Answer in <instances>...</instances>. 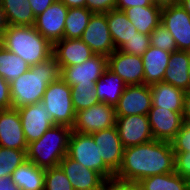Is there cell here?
I'll return each mask as SVG.
<instances>
[{
	"label": "cell",
	"instance_id": "35",
	"mask_svg": "<svg viewBox=\"0 0 190 190\" xmlns=\"http://www.w3.org/2000/svg\"><path fill=\"white\" fill-rule=\"evenodd\" d=\"M150 41L151 46L163 51L170 53L177 51L175 39L161 23L150 33Z\"/></svg>",
	"mask_w": 190,
	"mask_h": 190
},
{
	"label": "cell",
	"instance_id": "33",
	"mask_svg": "<svg viewBox=\"0 0 190 190\" xmlns=\"http://www.w3.org/2000/svg\"><path fill=\"white\" fill-rule=\"evenodd\" d=\"M96 84H77L71 86V98L75 112L87 109L92 105L98 104Z\"/></svg>",
	"mask_w": 190,
	"mask_h": 190
},
{
	"label": "cell",
	"instance_id": "50",
	"mask_svg": "<svg viewBox=\"0 0 190 190\" xmlns=\"http://www.w3.org/2000/svg\"><path fill=\"white\" fill-rule=\"evenodd\" d=\"M185 93H190V68H189V83H188V89L187 92Z\"/></svg>",
	"mask_w": 190,
	"mask_h": 190
},
{
	"label": "cell",
	"instance_id": "38",
	"mask_svg": "<svg viewBox=\"0 0 190 190\" xmlns=\"http://www.w3.org/2000/svg\"><path fill=\"white\" fill-rule=\"evenodd\" d=\"M175 153L190 152V123L184 121L180 131L171 141Z\"/></svg>",
	"mask_w": 190,
	"mask_h": 190
},
{
	"label": "cell",
	"instance_id": "1",
	"mask_svg": "<svg viewBox=\"0 0 190 190\" xmlns=\"http://www.w3.org/2000/svg\"><path fill=\"white\" fill-rule=\"evenodd\" d=\"M175 171V152L171 142L151 140L124 148L120 168L115 176L133 181Z\"/></svg>",
	"mask_w": 190,
	"mask_h": 190
},
{
	"label": "cell",
	"instance_id": "27",
	"mask_svg": "<svg viewBox=\"0 0 190 190\" xmlns=\"http://www.w3.org/2000/svg\"><path fill=\"white\" fill-rule=\"evenodd\" d=\"M44 176L45 169L26 160L13 171L10 180L20 190H44Z\"/></svg>",
	"mask_w": 190,
	"mask_h": 190
},
{
	"label": "cell",
	"instance_id": "20",
	"mask_svg": "<svg viewBox=\"0 0 190 190\" xmlns=\"http://www.w3.org/2000/svg\"><path fill=\"white\" fill-rule=\"evenodd\" d=\"M52 55L56 58L59 68H64L82 64L85 60L91 58L94 53L80 39L63 38L53 44Z\"/></svg>",
	"mask_w": 190,
	"mask_h": 190
},
{
	"label": "cell",
	"instance_id": "13",
	"mask_svg": "<svg viewBox=\"0 0 190 190\" xmlns=\"http://www.w3.org/2000/svg\"><path fill=\"white\" fill-rule=\"evenodd\" d=\"M68 7L56 0L35 19V29L52 45L64 38V27Z\"/></svg>",
	"mask_w": 190,
	"mask_h": 190
},
{
	"label": "cell",
	"instance_id": "22",
	"mask_svg": "<svg viewBox=\"0 0 190 190\" xmlns=\"http://www.w3.org/2000/svg\"><path fill=\"white\" fill-rule=\"evenodd\" d=\"M190 52L175 51L171 53L163 82L187 92L189 83Z\"/></svg>",
	"mask_w": 190,
	"mask_h": 190
},
{
	"label": "cell",
	"instance_id": "5",
	"mask_svg": "<svg viewBox=\"0 0 190 190\" xmlns=\"http://www.w3.org/2000/svg\"><path fill=\"white\" fill-rule=\"evenodd\" d=\"M41 102L55 125L73 128L76 112L71 98V86L60 77L47 86Z\"/></svg>",
	"mask_w": 190,
	"mask_h": 190
},
{
	"label": "cell",
	"instance_id": "21",
	"mask_svg": "<svg viewBox=\"0 0 190 190\" xmlns=\"http://www.w3.org/2000/svg\"><path fill=\"white\" fill-rule=\"evenodd\" d=\"M171 53L149 46L141 56L144 66V84L150 86L163 82Z\"/></svg>",
	"mask_w": 190,
	"mask_h": 190
},
{
	"label": "cell",
	"instance_id": "43",
	"mask_svg": "<svg viewBox=\"0 0 190 190\" xmlns=\"http://www.w3.org/2000/svg\"><path fill=\"white\" fill-rule=\"evenodd\" d=\"M55 1L56 0H28L35 17L43 13Z\"/></svg>",
	"mask_w": 190,
	"mask_h": 190
},
{
	"label": "cell",
	"instance_id": "9",
	"mask_svg": "<svg viewBox=\"0 0 190 190\" xmlns=\"http://www.w3.org/2000/svg\"><path fill=\"white\" fill-rule=\"evenodd\" d=\"M94 54L108 57L116 49L111 38L106 13H93L80 38Z\"/></svg>",
	"mask_w": 190,
	"mask_h": 190
},
{
	"label": "cell",
	"instance_id": "44",
	"mask_svg": "<svg viewBox=\"0 0 190 190\" xmlns=\"http://www.w3.org/2000/svg\"><path fill=\"white\" fill-rule=\"evenodd\" d=\"M183 119L190 123V93H185L183 98Z\"/></svg>",
	"mask_w": 190,
	"mask_h": 190
},
{
	"label": "cell",
	"instance_id": "45",
	"mask_svg": "<svg viewBox=\"0 0 190 190\" xmlns=\"http://www.w3.org/2000/svg\"><path fill=\"white\" fill-rule=\"evenodd\" d=\"M8 27H9V24H8L6 14L0 3V41L3 37L4 32L8 29Z\"/></svg>",
	"mask_w": 190,
	"mask_h": 190
},
{
	"label": "cell",
	"instance_id": "19",
	"mask_svg": "<svg viewBox=\"0 0 190 190\" xmlns=\"http://www.w3.org/2000/svg\"><path fill=\"white\" fill-rule=\"evenodd\" d=\"M96 144L99 145L104 163L116 173L120 168L124 147L118 135L116 126L91 133Z\"/></svg>",
	"mask_w": 190,
	"mask_h": 190
},
{
	"label": "cell",
	"instance_id": "30",
	"mask_svg": "<svg viewBox=\"0 0 190 190\" xmlns=\"http://www.w3.org/2000/svg\"><path fill=\"white\" fill-rule=\"evenodd\" d=\"M29 68V65L22 58L0 44V75L4 80L11 83Z\"/></svg>",
	"mask_w": 190,
	"mask_h": 190
},
{
	"label": "cell",
	"instance_id": "10",
	"mask_svg": "<svg viewBox=\"0 0 190 190\" xmlns=\"http://www.w3.org/2000/svg\"><path fill=\"white\" fill-rule=\"evenodd\" d=\"M115 126L124 148L154 139L147 115L116 116Z\"/></svg>",
	"mask_w": 190,
	"mask_h": 190
},
{
	"label": "cell",
	"instance_id": "28",
	"mask_svg": "<svg viewBox=\"0 0 190 190\" xmlns=\"http://www.w3.org/2000/svg\"><path fill=\"white\" fill-rule=\"evenodd\" d=\"M9 26H34L35 15L28 0H0Z\"/></svg>",
	"mask_w": 190,
	"mask_h": 190
},
{
	"label": "cell",
	"instance_id": "47",
	"mask_svg": "<svg viewBox=\"0 0 190 190\" xmlns=\"http://www.w3.org/2000/svg\"><path fill=\"white\" fill-rule=\"evenodd\" d=\"M68 8L86 7V0H59Z\"/></svg>",
	"mask_w": 190,
	"mask_h": 190
},
{
	"label": "cell",
	"instance_id": "3",
	"mask_svg": "<svg viewBox=\"0 0 190 190\" xmlns=\"http://www.w3.org/2000/svg\"><path fill=\"white\" fill-rule=\"evenodd\" d=\"M0 44L22 58L29 67L47 60L53 54V45L34 26H9Z\"/></svg>",
	"mask_w": 190,
	"mask_h": 190
},
{
	"label": "cell",
	"instance_id": "49",
	"mask_svg": "<svg viewBox=\"0 0 190 190\" xmlns=\"http://www.w3.org/2000/svg\"><path fill=\"white\" fill-rule=\"evenodd\" d=\"M180 5L186 10V12L190 15V0H181Z\"/></svg>",
	"mask_w": 190,
	"mask_h": 190
},
{
	"label": "cell",
	"instance_id": "15",
	"mask_svg": "<svg viewBox=\"0 0 190 190\" xmlns=\"http://www.w3.org/2000/svg\"><path fill=\"white\" fill-rule=\"evenodd\" d=\"M152 107L150 86L127 85L115 106L116 116L148 115Z\"/></svg>",
	"mask_w": 190,
	"mask_h": 190
},
{
	"label": "cell",
	"instance_id": "23",
	"mask_svg": "<svg viewBox=\"0 0 190 190\" xmlns=\"http://www.w3.org/2000/svg\"><path fill=\"white\" fill-rule=\"evenodd\" d=\"M152 107H162L174 112L183 113L185 92L171 84L159 82L150 85Z\"/></svg>",
	"mask_w": 190,
	"mask_h": 190
},
{
	"label": "cell",
	"instance_id": "34",
	"mask_svg": "<svg viewBox=\"0 0 190 190\" xmlns=\"http://www.w3.org/2000/svg\"><path fill=\"white\" fill-rule=\"evenodd\" d=\"M44 190H74L69 179L58 165L45 169Z\"/></svg>",
	"mask_w": 190,
	"mask_h": 190
},
{
	"label": "cell",
	"instance_id": "8",
	"mask_svg": "<svg viewBox=\"0 0 190 190\" xmlns=\"http://www.w3.org/2000/svg\"><path fill=\"white\" fill-rule=\"evenodd\" d=\"M107 68V57L94 54L82 64L60 68V78L69 86L96 84Z\"/></svg>",
	"mask_w": 190,
	"mask_h": 190
},
{
	"label": "cell",
	"instance_id": "16",
	"mask_svg": "<svg viewBox=\"0 0 190 190\" xmlns=\"http://www.w3.org/2000/svg\"><path fill=\"white\" fill-rule=\"evenodd\" d=\"M148 120L155 140L171 142L184 124L183 113L151 107Z\"/></svg>",
	"mask_w": 190,
	"mask_h": 190
},
{
	"label": "cell",
	"instance_id": "25",
	"mask_svg": "<svg viewBox=\"0 0 190 190\" xmlns=\"http://www.w3.org/2000/svg\"><path fill=\"white\" fill-rule=\"evenodd\" d=\"M124 12L137 31L146 35H150L161 23L162 9L153 4L127 8Z\"/></svg>",
	"mask_w": 190,
	"mask_h": 190
},
{
	"label": "cell",
	"instance_id": "42",
	"mask_svg": "<svg viewBox=\"0 0 190 190\" xmlns=\"http://www.w3.org/2000/svg\"><path fill=\"white\" fill-rule=\"evenodd\" d=\"M152 0H116V9L124 11L131 7L151 6Z\"/></svg>",
	"mask_w": 190,
	"mask_h": 190
},
{
	"label": "cell",
	"instance_id": "37",
	"mask_svg": "<svg viewBox=\"0 0 190 190\" xmlns=\"http://www.w3.org/2000/svg\"><path fill=\"white\" fill-rule=\"evenodd\" d=\"M101 190H141L140 183L117 176L105 178Z\"/></svg>",
	"mask_w": 190,
	"mask_h": 190
},
{
	"label": "cell",
	"instance_id": "4",
	"mask_svg": "<svg viewBox=\"0 0 190 190\" xmlns=\"http://www.w3.org/2000/svg\"><path fill=\"white\" fill-rule=\"evenodd\" d=\"M72 128L54 125L27 146V160L42 169L58 166L67 155Z\"/></svg>",
	"mask_w": 190,
	"mask_h": 190
},
{
	"label": "cell",
	"instance_id": "24",
	"mask_svg": "<svg viewBox=\"0 0 190 190\" xmlns=\"http://www.w3.org/2000/svg\"><path fill=\"white\" fill-rule=\"evenodd\" d=\"M106 20L116 50L138 32L122 10L112 9L106 13Z\"/></svg>",
	"mask_w": 190,
	"mask_h": 190
},
{
	"label": "cell",
	"instance_id": "46",
	"mask_svg": "<svg viewBox=\"0 0 190 190\" xmlns=\"http://www.w3.org/2000/svg\"><path fill=\"white\" fill-rule=\"evenodd\" d=\"M181 0H152L153 5L163 9L172 5L180 4Z\"/></svg>",
	"mask_w": 190,
	"mask_h": 190
},
{
	"label": "cell",
	"instance_id": "17",
	"mask_svg": "<svg viewBox=\"0 0 190 190\" xmlns=\"http://www.w3.org/2000/svg\"><path fill=\"white\" fill-rule=\"evenodd\" d=\"M0 146L16 150H27L18 109L0 110Z\"/></svg>",
	"mask_w": 190,
	"mask_h": 190
},
{
	"label": "cell",
	"instance_id": "41",
	"mask_svg": "<svg viewBox=\"0 0 190 190\" xmlns=\"http://www.w3.org/2000/svg\"><path fill=\"white\" fill-rule=\"evenodd\" d=\"M12 108L10 97V83L4 80L0 75V110Z\"/></svg>",
	"mask_w": 190,
	"mask_h": 190
},
{
	"label": "cell",
	"instance_id": "2",
	"mask_svg": "<svg viewBox=\"0 0 190 190\" xmlns=\"http://www.w3.org/2000/svg\"><path fill=\"white\" fill-rule=\"evenodd\" d=\"M60 77V68L52 55L47 60L31 66L10 83L12 108L40 103L47 86Z\"/></svg>",
	"mask_w": 190,
	"mask_h": 190
},
{
	"label": "cell",
	"instance_id": "29",
	"mask_svg": "<svg viewBox=\"0 0 190 190\" xmlns=\"http://www.w3.org/2000/svg\"><path fill=\"white\" fill-rule=\"evenodd\" d=\"M139 183L141 190H190V181L175 171L146 177Z\"/></svg>",
	"mask_w": 190,
	"mask_h": 190
},
{
	"label": "cell",
	"instance_id": "12",
	"mask_svg": "<svg viewBox=\"0 0 190 190\" xmlns=\"http://www.w3.org/2000/svg\"><path fill=\"white\" fill-rule=\"evenodd\" d=\"M18 111L28 144L38 140L48 129L55 125L42 102L22 106L18 108Z\"/></svg>",
	"mask_w": 190,
	"mask_h": 190
},
{
	"label": "cell",
	"instance_id": "39",
	"mask_svg": "<svg viewBox=\"0 0 190 190\" xmlns=\"http://www.w3.org/2000/svg\"><path fill=\"white\" fill-rule=\"evenodd\" d=\"M175 172L190 181V152L175 153Z\"/></svg>",
	"mask_w": 190,
	"mask_h": 190
},
{
	"label": "cell",
	"instance_id": "32",
	"mask_svg": "<svg viewBox=\"0 0 190 190\" xmlns=\"http://www.w3.org/2000/svg\"><path fill=\"white\" fill-rule=\"evenodd\" d=\"M27 150H16L0 146V178L10 179L13 171L27 160Z\"/></svg>",
	"mask_w": 190,
	"mask_h": 190
},
{
	"label": "cell",
	"instance_id": "31",
	"mask_svg": "<svg viewBox=\"0 0 190 190\" xmlns=\"http://www.w3.org/2000/svg\"><path fill=\"white\" fill-rule=\"evenodd\" d=\"M92 14L93 12L89 11L86 7L68 8L64 27V38L80 39Z\"/></svg>",
	"mask_w": 190,
	"mask_h": 190
},
{
	"label": "cell",
	"instance_id": "7",
	"mask_svg": "<svg viewBox=\"0 0 190 190\" xmlns=\"http://www.w3.org/2000/svg\"><path fill=\"white\" fill-rule=\"evenodd\" d=\"M115 123V107L99 102L87 109L76 112L72 130L82 134H91L103 129H109L115 126Z\"/></svg>",
	"mask_w": 190,
	"mask_h": 190
},
{
	"label": "cell",
	"instance_id": "26",
	"mask_svg": "<svg viewBox=\"0 0 190 190\" xmlns=\"http://www.w3.org/2000/svg\"><path fill=\"white\" fill-rule=\"evenodd\" d=\"M127 85L108 68L96 82L95 90L100 102L116 106Z\"/></svg>",
	"mask_w": 190,
	"mask_h": 190
},
{
	"label": "cell",
	"instance_id": "40",
	"mask_svg": "<svg viewBox=\"0 0 190 190\" xmlns=\"http://www.w3.org/2000/svg\"><path fill=\"white\" fill-rule=\"evenodd\" d=\"M86 8L93 13H108L116 9V0H86Z\"/></svg>",
	"mask_w": 190,
	"mask_h": 190
},
{
	"label": "cell",
	"instance_id": "48",
	"mask_svg": "<svg viewBox=\"0 0 190 190\" xmlns=\"http://www.w3.org/2000/svg\"><path fill=\"white\" fill-rule=\"evenodd\" d=\"M0 190H20L10 179L0 178Z\"/></svg>",
	"mask_w": 190,
	"mask_h": 190
},
{
	"label": "cell",
	"instance_id": "36",
	"mask_svg": "<svg viewBox=\"0 0 190 190\" xmlns=\"http://www.w3.org/2000/svg\"><path fill=\"white\" fill-rule=\"evenodd\" d=\"M150 45V35L137 32L119 50L127 54L142 56Z\"/></svg>",
	"mask_w": 190,
	"mask_h": 190
},
{
	"label": "cell",
	"instance_id": "11",
	"mask_svg": "<svg viewBox=\"0 0 190 190\" xmlns=\"http://www.w3.org/2000/svg\"><path fill=\"white\" fill-rule=\"evenodd\" d=\"M161 24L175 39L177 50L190 52V15L180 4L162 9Z\"/></svg>",
	"mask_w": 190,
	"mask_h": 190
},
{
	"label": "cell",
	"instance_id": "14",
	"mask_svg": "<svg viewBox=\"0 0 190 190\" xmlns=\"http://www.w3.org/2000/svg\"><path fill=\"white\" fill-rule=\"evenodd\" d=\"M108 69L118 75L126 85L144 84V66L141 56L115 50L107 57Z\"/></svg>",
	"mask_w": 190,
	"mask_h": 190
},
{
	"label": "cell",
	"instance_id": "6",
	"mask_svg": "<svg viewBox=\"0 0 190 190\" xmlns=\"http://www.w3.org/2000/svg\"><path fill=\"white\" fill-rule=\"evenodd\" d=\"M67 155L104 178L115 173L104 163L99 149L91 134H82L72 130L69 138Z\"/></svg>",
	"mask_w": 190,
	"mask_h": 190
},
{
	"label": "cell",
	"instance_id": "18",
	"mask_svg": "<svg viewBox=\"0 0 190 190\" xmlns=\"http://www.w3.org/2000/svg\"><path fill=\"white\" fill-rule=\"evenodd\" d=\"M74 190H101L105 178L66 155L59 163Z\"/></svg>",
	"mask_w": 190,
	"mask_h": 190
}]
</instances>
